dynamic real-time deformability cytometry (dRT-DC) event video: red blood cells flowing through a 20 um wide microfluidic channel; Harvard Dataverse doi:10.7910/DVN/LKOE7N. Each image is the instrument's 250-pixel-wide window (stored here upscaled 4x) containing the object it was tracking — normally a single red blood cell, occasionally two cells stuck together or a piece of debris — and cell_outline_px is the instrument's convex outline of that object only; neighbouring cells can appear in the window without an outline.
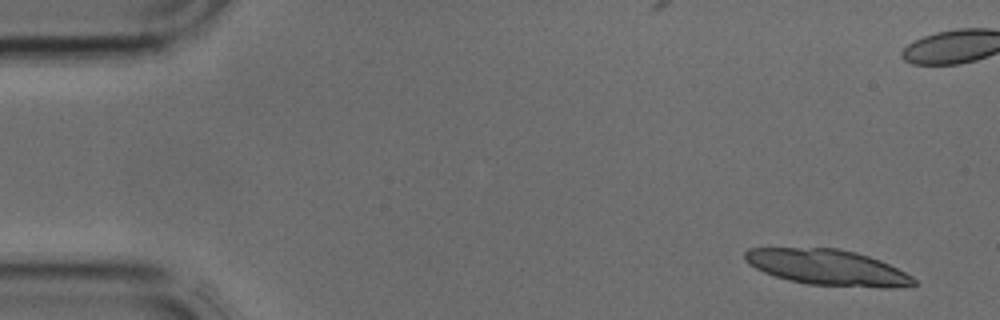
{"species": "common noctule bat (a hibernating species)", "species_latin": "Nyctalus noctula", "temperature_condition": "cold", "stored_images_in_passage": 3, "segment_of_instrument_passage": [2, 2], "camera_frame_rate_fps": 3000, "um_per_image_px": 0.085, "animal": {"sex": "male", "body_mass_g": 17.9, "forearm_length_mm": 54.2}, "frame": {"image": 1, "passage_image": 3, "time_ms": 0.667, "image_size_px": [1000, 320], "cell_outline_px": [[916, 284], [884, 288], [880, 288], [808, 284], [788, 280], [764, 272], [748, 264], [744, 260], [744, 252], [748, 248], [836, 248], [856, 252], [880, 260], [912, 276], [916, 280]], "centroid_in_image_um": [70.3, 22.72], "position_along_channel_um": 14.7, "area_um2": 34.97}}